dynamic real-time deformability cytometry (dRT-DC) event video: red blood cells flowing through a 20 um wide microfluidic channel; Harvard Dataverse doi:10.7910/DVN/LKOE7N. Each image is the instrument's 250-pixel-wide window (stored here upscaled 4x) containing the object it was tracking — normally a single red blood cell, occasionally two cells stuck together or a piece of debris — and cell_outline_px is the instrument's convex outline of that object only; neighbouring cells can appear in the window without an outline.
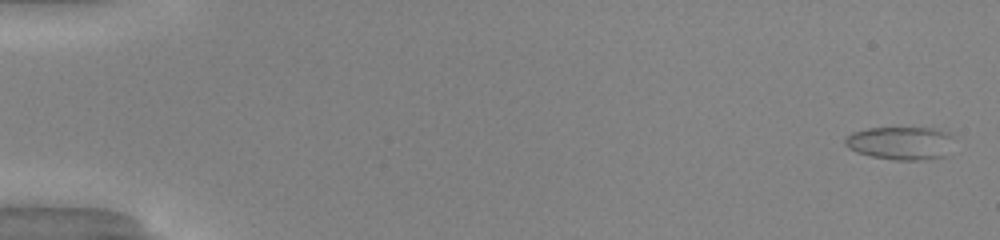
{"species": "common noctule bat (a hibernating species)", "species_latin": "Nyctalus noctula", "temperature_condition": "warm", "stored_images_in_passage": 52, "camera_frame_rate_fps": 3000, "um_per_image_px": 0.085, "animal": {"sex": "male", "body_mass_g": 20.0, "forearm_length_mm": 53.3}, "frame": {"image": 1, "passage_image": 2, "time_ms": 0.333, "image_size_px": [1000, 240], "cell_outline_px": [[948, 136], [944, 156], [920, 160], [892, 160], [872, 156], [856, 152], [848, 148], [844, 144], [844, 140], [852, 132], [868, 128], [932, 128], [948, 132]], "centroid_in_image_um": [76.41, 12.16], "position_along_channel_um": 8.6, "area_um2": 20.4}}
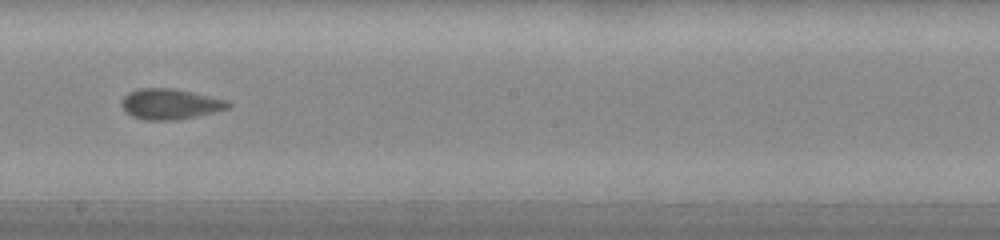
{"frame": {"image": 2, "passage_image": 31, "time_ms": 10.0, "image_size_px": [1000, 240], "cell_outline_px": [[232, 104], [228, 108], [216, 112], [176, 120], [144, 120], [132, 116], [120, 104], [124, 96], [128, 92], [140, 88], [172, 88], [192, 92], [228, 100]], "centroid_in_image_um": [14.48, 8.84], "position_along_channel_um": 233.7, "area_um2": 18.96}}
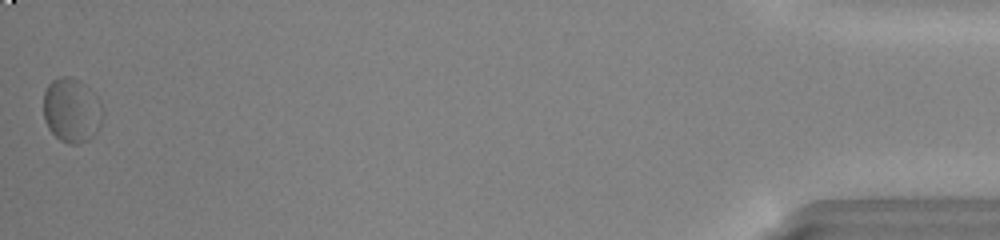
{"frame": {"image": 3, "passage_image": 52, "time_ms": 17.0, "image_size_px": [1000, 240], "cell_outline_px": [[104, 112], [100, 128], [88, 140], [80, 144], [68, 144], [60, 140], [48, 128], [44, 120], [44, 92], [48, 84], [52, 80], [60, 76], [72, 76], [80, 80], [100, 100]], "centroid_in_image_um": [6.11, 9.37], "position_along_channel_um": 429.1, "area_um2": 22.6}, "authors_computed_cell_mechanics": {"area_um2": 18.7272, "velocity_mm_per_s": 4.0604, "shape_relaxation_time_tau1_ms": 3.0977, "shape_relaxation_time_tau2_ms": 0.9319, "deformation_change_tau1": 0.1081, "deformation_change_tau2": 0.0626}}